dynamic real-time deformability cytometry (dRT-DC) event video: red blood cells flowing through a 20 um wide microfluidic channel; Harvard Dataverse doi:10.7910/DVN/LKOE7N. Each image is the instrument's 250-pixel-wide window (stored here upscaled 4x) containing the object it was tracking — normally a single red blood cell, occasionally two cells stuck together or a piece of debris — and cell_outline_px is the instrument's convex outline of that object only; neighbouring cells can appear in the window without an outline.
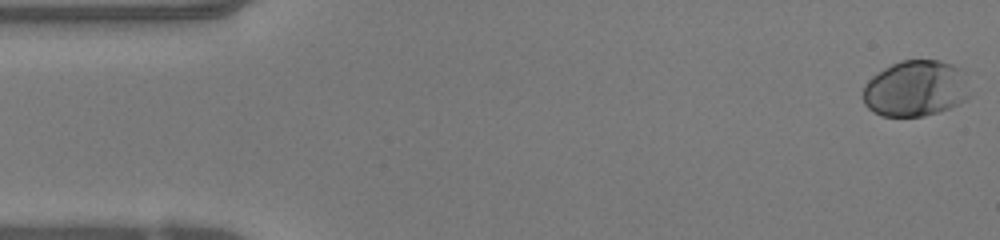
{"species": "human", "species_latin": "Homo sapiens", "temperature_condition": "warm", "stored_images_in_passage": 50, "camera_frame_rate_fps": 3000, "um_per_image_px": 0.085, "donor": {"sex": "female"}, "frame": {"image": 1, "passage_image": 1, "time_ms": 0.0, "image_size_px": [1000, 240], "cell_outline_px": [[968, 96], [964, 100], [940, 112], [924, 116], [880, 116], [872, 112], [864, 104], [864, 84], [872, 76], [884, 68], [900, 60], [940, 60], [952, 64], [960, 68], [964, 72]], "centroid_in_image_um": [77.79, 7.52], "position_along_channel_um": 7.2, "area_um2": 34.85}}
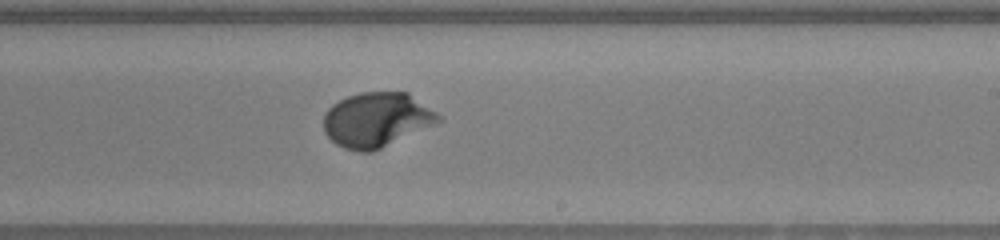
{"frame": {"image": 2, "passage_image": 29, "time_ms": 9.333, "image_size_px": [1000, 240], "cell_outline_px": [[444, 120], [372, 152], [360, 152], [344, 148], [336, 144], [324, 132], [324, 116], [328, 108], [332, 104], [348, 96], [360, 92], [408, 92], [436, 112]], "centroid_in_image_um": [32.01, 10.18], "position_along_channel_um": 257.0, "area_um2": 36.41}}
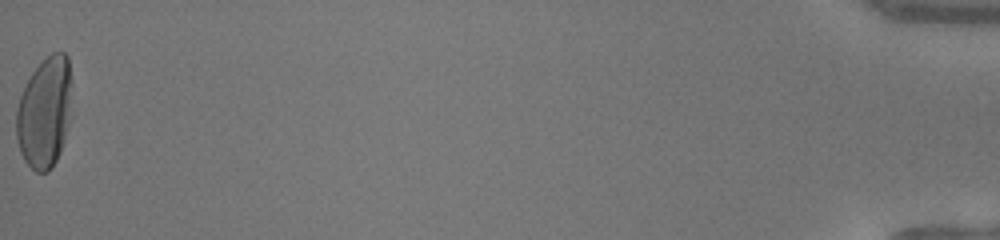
{"frame": {"image": 3, "passage_image": 50, "time_ms": 16.333, "image_size_px": [1000, 240], "cell_outline_px": [[72, 116], [60, 152], [56, 160], [48, 172], [36, 172], [24, 160], [20, 152], [16, 136], [16, 108], [20, 96], [32, 72], [52, 52], [64, 52], [68, 56], [72, 80]], "centroid_in_image_um": [3.83, 9.54], "position_along_channel_um": 431.4, "area_um2": 36.47}, "authors_computed_cell_mechanics": {"area_um2": 35.0557, "velocity_mm_per_s": 4.0739, "shape_relaxation_time_tau1_ms": 3.0621, "shape_relaxation_time_tau2_ms": null, "deformation_change_tau1": 0.1914, "deformation_change_tau2": null}}